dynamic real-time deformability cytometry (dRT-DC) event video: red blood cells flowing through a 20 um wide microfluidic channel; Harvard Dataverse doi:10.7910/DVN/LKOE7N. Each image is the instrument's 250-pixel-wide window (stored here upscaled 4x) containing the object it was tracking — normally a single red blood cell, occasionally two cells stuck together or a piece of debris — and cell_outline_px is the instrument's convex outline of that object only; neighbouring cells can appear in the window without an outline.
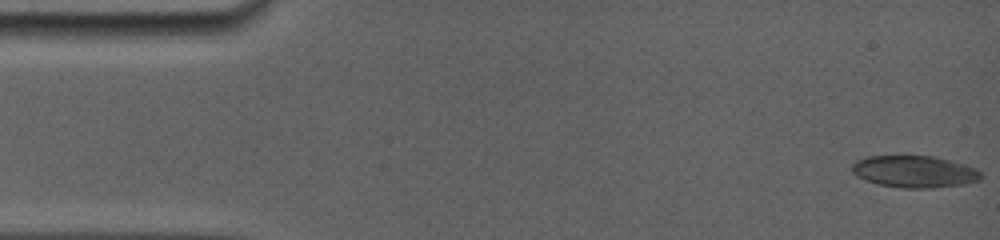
{"species": "common noctule bat (a hibernating species)", "species_latin": "Nyctalus noctula", "temperature_condition": "room temperature", "stored_images_in_passage": 29, "camera_frame_rate_fps": 5000, "um_per_image_px": 0.085, "animal": {"sex": "female", "body_mass_g": 19.0, "forearm_length_mm": 56.7}, "frame": {"image": 1, "passage_image": 1, "time_ms": 0.0, "image_size_px": [1000, 240], "cell_outline_px": [[984, 176], [980, 180], [964, 184], [932, 188], [904, 188], [880, 184], [864, 180], [856, 176], [852, 172], [852, 164], [856, 160], [868, 156], [932, 156], [948, 160], [976, 168]], "centroid_in_image_um": [77.72, 14.59], "position_along_channel_um": 7.3, "area_um2": 23.93}}
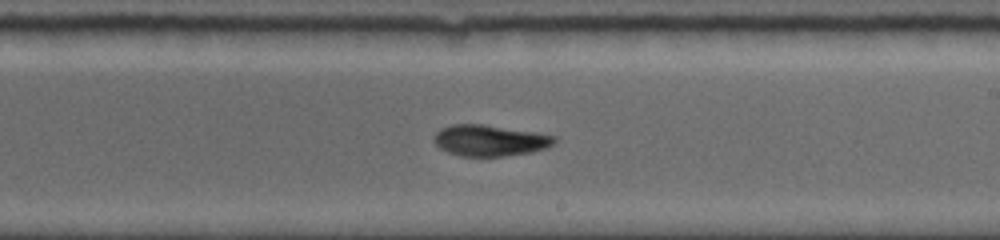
{"frame": {"image": 2, "passage_image": 16, "time_ms": 9.4, "image_size_px": [1000, 240], "cell_outline_px": [[556, 144], [548, 148], [532, 152], [504, 156], [460, 156], [448, 152], [440, 148], [432, 140], [432, 136], [440, 128], [452, 124], [484, 124], [536, 132], [556, 136]], "centroid_in_image_um": [41.65, 11.93], "position_along_channel_um": 247.4, "area_um2": 22.2}}
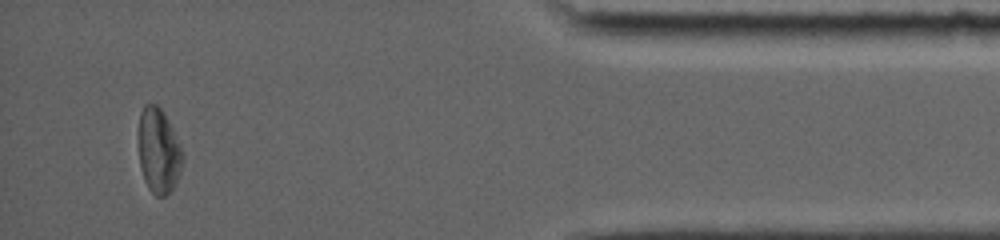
{"frame": {"image": 3, "passage_image": 28, "time_ms": 15.0, "image_size_px": [1000, 240], "cell_outline_px": [[184, 160], [176, 184], [164, 196], [156, 196], [148, 188], [144, 180], [140, 168], [140, 112], [144, 104], [156, 104], [164, 112], [184, 152]], "centroid_in_image_um": [13.51, 12.83], "position_along_channel_um": 421.7, "area_um2": 21.73}, "authors_computed_cell_mechanics": {"area_um2": 22.3108, "velocity_mm_per_s": 3.8572, "shape_relaxation_time_tau1_ms": 4.1331, "shape_relaxation_time_tau2_ms": null, "deformation_change_tau1": 0.1337, "deformation_change_tau2": null}}